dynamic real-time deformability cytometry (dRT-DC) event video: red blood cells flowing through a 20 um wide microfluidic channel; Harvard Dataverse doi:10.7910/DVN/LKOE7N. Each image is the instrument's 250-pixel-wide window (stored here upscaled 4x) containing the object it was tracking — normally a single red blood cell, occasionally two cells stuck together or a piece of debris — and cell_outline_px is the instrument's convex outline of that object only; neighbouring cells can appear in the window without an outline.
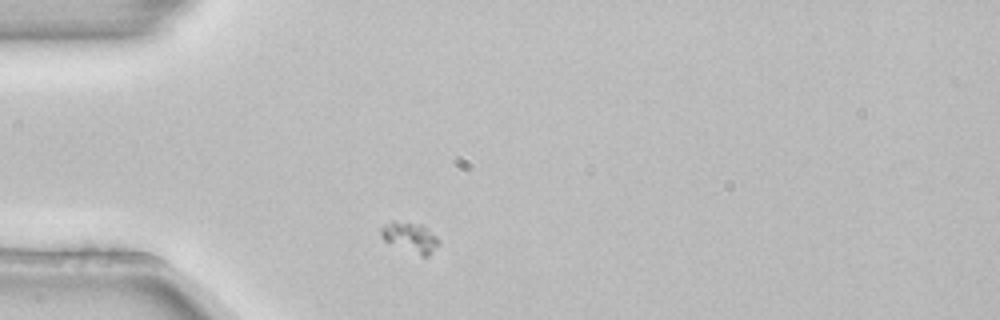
{"species": "common noctule bat (a hibernating species)", "species_latin": "Nyctalus noctula", "temperature_condition": "room temperature", "stored_images_in_passage": 1, "camera_frame_rate_fps": 3000, "um_per_image_px": 0.085, "animal": {"sex": "female", "body_mass_g": 22.7, "forearm_length_mm": 54.2}, "frame": {"image": 1, "passage_image": 1, "time_ms": 0.0, "image_size_px": [1000, 320], "cell_outline_px": [[440, 244], [428, 256], [420, 256], [384, 240], [380, 236], [380, 228], [384, 224], [392, 220], [420, 224], [428, 228], [440, 240]], "centroid_in_image_um": [34.87, 20.15], "position_along_channel_um": 50.1, "area_um2": 10.23}}